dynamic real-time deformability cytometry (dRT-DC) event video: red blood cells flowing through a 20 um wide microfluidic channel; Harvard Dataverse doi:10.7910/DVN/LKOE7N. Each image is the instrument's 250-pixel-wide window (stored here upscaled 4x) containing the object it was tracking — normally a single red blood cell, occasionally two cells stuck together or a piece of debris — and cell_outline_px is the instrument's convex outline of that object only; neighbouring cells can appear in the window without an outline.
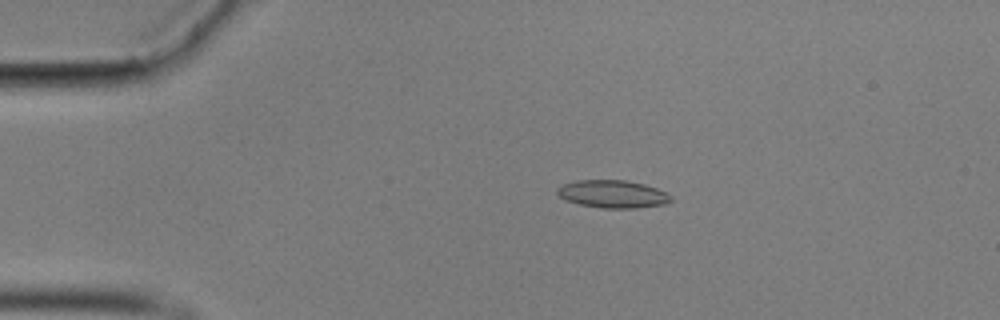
{"species": "common noctule bat (a hibernating species)", "species_latin": "Nyctalus noctula", "temperature_condition": "cold", "stored_images_in_passage": 57, "camera_frame_rate_fps": 3000, "um_per_image_px": 0.085, "animal": {"sex": "male", "body_mass_g": 17.9}, "frame": {"image": 1, "passage_image": 12, "time_ms": 3.667, "image_size_px": [1000, 320], "cell_outline_px": [[672, 200], [664, 204], [636, 208], [600, 208], [580, 204], [564, 200], [556, 192], [556, 188], [564, 184], [576, 180], [624, 180], [644, 184], [656, 188], [672, 196]], "centroid_in_image_um": [52.05, 16.49], "position_along_channel_um": 32.9, "area_um2": 18.32}}
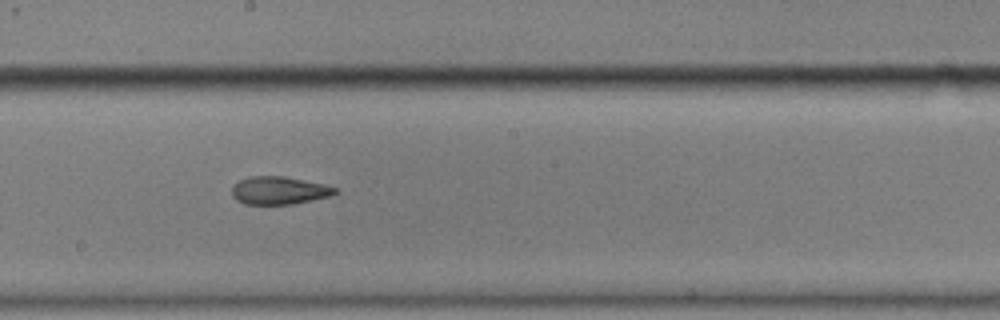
{"frame": {"image": 2, "passage_image": 32, "time_ms": 10.333, "image_size_px": [1000, 320], "cell_outline_px": [[340, 192], [332, 196], [292, 204], [244, 204], [236, 200], [232, 196], [232, 184], [248, 176], [284, 176], [324, 184], [340, 188]], "centroid_in_image_um": [23.75, 16.19], "position_along_channel_um": 224.4, "area_um2": 17.05}}
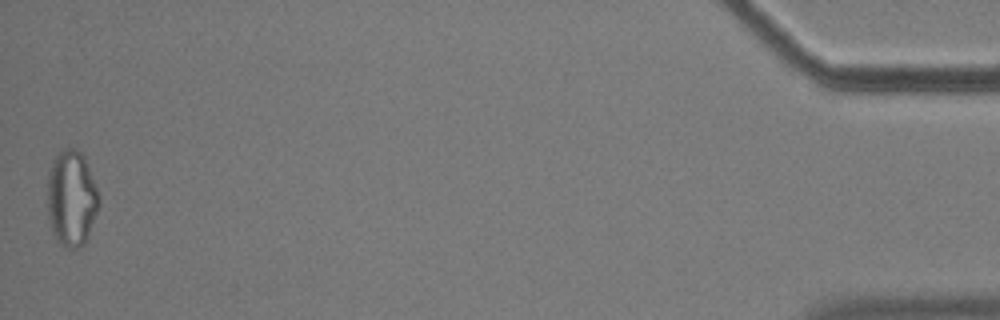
{"frame": {"image": 3, "passage_image": 57, "time_ms": 18.667, "image_size_px": [1000, 320], "cell_outline_px": [[100, 204], [88, 236], [84, 244], [76, 248], [68, 248], [60, 244], [52, 228], [48, 216], [48, 172], [56, 152], [64, 148], [72, 148], [80, 152], [84, 156], [96, 188], [100, 200]], "centroid_in_image_um": [6.08, 16.83], "position_along_channel_um": 429.1, "area_um2": 28.61}, "authors_computed_cell_mechanics": {"area_um2": 17.629, "velocity_mm_per_s": 3.5302, "shape_relaxation_time_tau1_ms": 10.6677, "shape_relaxation_time_tau2_ms": 1.7152, "deformation_change_tau1": 0.2348, "deformation_change_tau2": 0.0899}}